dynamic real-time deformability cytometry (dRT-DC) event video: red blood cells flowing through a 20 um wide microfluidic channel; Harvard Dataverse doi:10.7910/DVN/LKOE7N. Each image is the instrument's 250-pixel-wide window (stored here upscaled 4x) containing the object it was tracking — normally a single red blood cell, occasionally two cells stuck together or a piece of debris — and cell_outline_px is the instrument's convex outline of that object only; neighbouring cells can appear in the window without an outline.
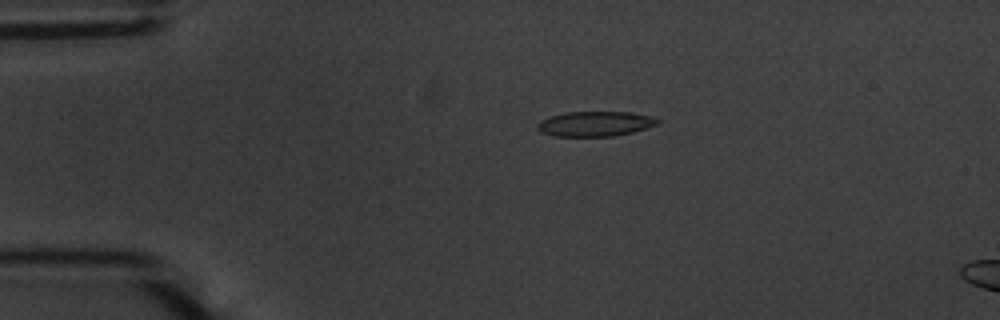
{"species": "common noctule bat (a hibernating species)", "species_latin": "Nyctalus noctula", "temperature_condition": "warm", "stored_images_in_passage": 55, "camera_frame_rate_fps": 3000, "um_per_image_px": 0.085, "animal": {"sex": "male", "body_mass_g": 20.1, "forearm_length_mm": 53.5}, "frame": {"image": 1, "passage_image": 12, "time_ms": 3.667, "image_size_px": [1000, 320], "cell_outline_px": [[660, 120], [656, 124], [632, 132], [612, 136], [552, 136], [540, 132], [536, 128], [536, 124], [540, 120], [564, 112], [632, 112], [652, 116]], "centroid_in_image_um": [50.53, 10.52], "position_along_channel_um": 34.5, "area_um2": 17.46}}
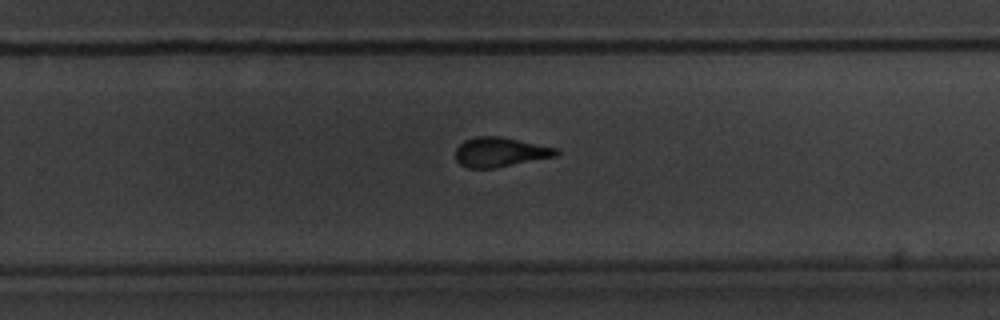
{"frame": {"image": 2, "passage_image": 36, "time_ms": 11.667, "image_size_px": [1000, 320], "cell_outline_px": [[560, 152], [556, 156], [492, 168], [468, 168], [460, 164], [456, 160], [456, 148], [464, 140], [476, 136], [500, 136], [556, 148]], "centroid_in_image_um": [42.47, 12.92], "position_along_channel_um": 287.3, "area_um2": 17.11}}
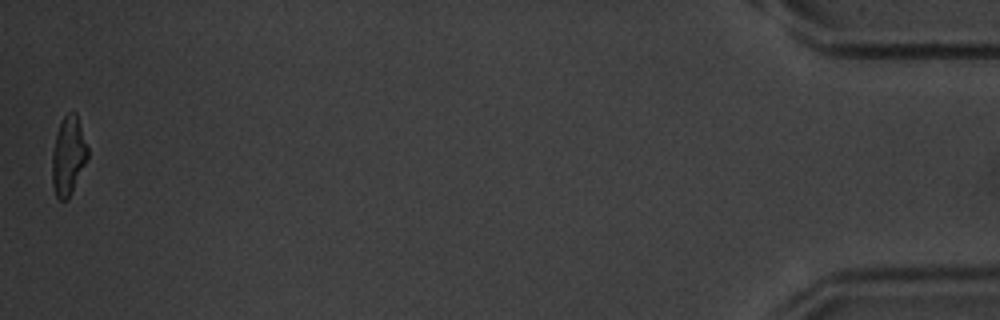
{"frame": {"image": 3, "passage_image": 55, "time_ms": 18.0, "image_size_px": [1000, 320], "cell_outline_px": [[88, 160], [68, 200], [60, 200], [56, 196], [52, 184], [52, 152], [56, 132], [64, 116], [68, 112], [76, 112], [88, 148]], "centroid_in_image_um": [5.81, 13.26], "position_along_channel_um": 429.4, "area_um2": 16.47}, "authors_computed_cell_mechanics": {"area_um2": 17.6868, "velocity_mm_per_s": 3.6875, "shape_relaxation_time_tau1_ms": 3.4379, "shape_relaxation_time_tau2_ms": 1.684, "deformation_change_tau1": 0.1905, "deformation_change_tau2": 0.1138}}